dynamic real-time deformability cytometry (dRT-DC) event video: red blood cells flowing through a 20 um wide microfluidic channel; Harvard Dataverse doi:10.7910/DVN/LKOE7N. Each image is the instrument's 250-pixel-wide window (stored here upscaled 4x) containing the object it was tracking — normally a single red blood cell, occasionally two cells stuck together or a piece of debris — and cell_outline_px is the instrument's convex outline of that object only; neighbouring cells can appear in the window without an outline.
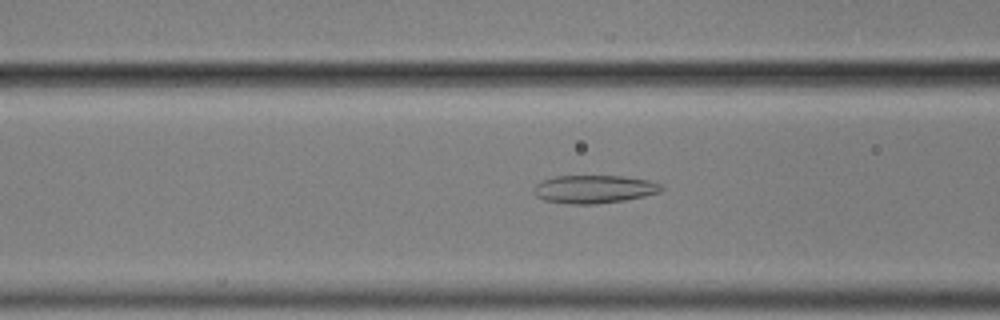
{"species": "common noctule bat (a hibernating species)", "species_latin": "Nyctalus noctula", "temperature_condition": "cold", "stored_images_in_passage": 53, "camera_frame_rate_fps": 3000, "um_per_image_px": 0.085, "animal": {"sex": "male", "body_mass_g": 17.9}, "frame": {"image": 1, "passage_image": 18, "time_ms": 5.667, "image_size_px": [1000, 320], "cell_outline_px": [[664, 188], [660, 192], [644, 196], [624, 200], [596, 204], [568, 204], [544, 200], [536, 196], [532, 192], [532, 188], [536, 184], [544, 180], [556, 176], [620, 176], [652, 180], [660, 184]], "centroid_in_image_um": [50.49, 16.08], "position_along_channel_um": 116.1, "area_um2": 20.98}}
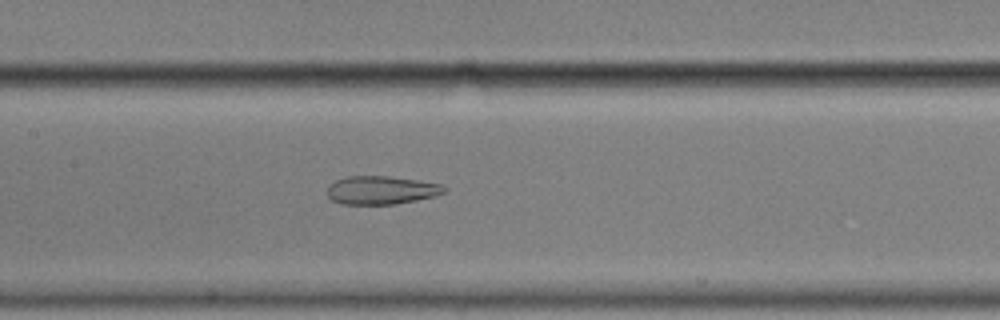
{"frame": {"image": 2, "passage_image": 23, "time_ms": 7.333, "image_size_px": [1000, 320], "cell_outline_px": [[448, 188], [444, 192], [436, 196], [396, 204], [340, 204], [332, 200], [328, 196], [328, 184], [336, 180], [348, 176], [388, 176], [420, 180], [440, 184]], "centroid_in_image_um": [32.41, 16.16], "position_along_channel_um": 175.0, "area_um2": 19.42}}
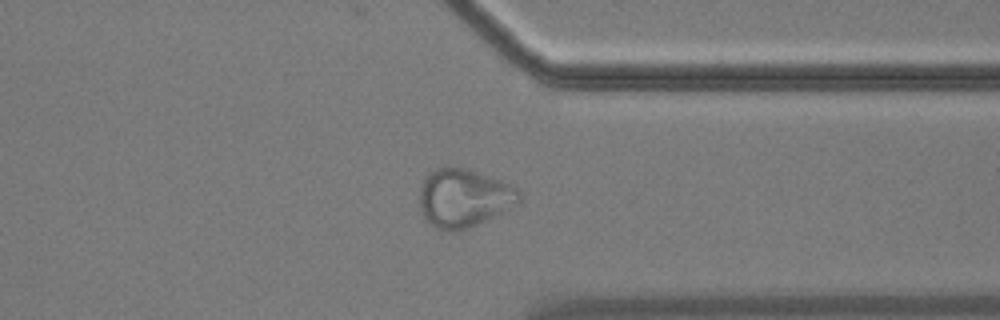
{"frame": {"image": 3, "passage_image": 40, "time_ms": 13.0, "image_size_px": [1000, 320], "cell_outline_px": [[520, 200], [500, 212], [468, 228], [452, 232], [448, 232], [436, 228], [424, 220], [420, 212], [420, 188], [424, 176], [436, 168], [468, 168], [500, 180], [516, 188], [520, 192]], "centroid_in_image_um": [39.34, 16.83], "position_along_channel_um": 372.1, "area_um2": 33.52}, "authors_computed_cell_mechanics": {"area_um2": 22.831, "velocity_mm_per_s": 3.51, "shape_relaxation_time_tau1_ms": null, "shape_relaxation_time_tau2_ms": 1.5293, "deformation_change_tau1": null, "deformation_change_tau2": 0.0715}}